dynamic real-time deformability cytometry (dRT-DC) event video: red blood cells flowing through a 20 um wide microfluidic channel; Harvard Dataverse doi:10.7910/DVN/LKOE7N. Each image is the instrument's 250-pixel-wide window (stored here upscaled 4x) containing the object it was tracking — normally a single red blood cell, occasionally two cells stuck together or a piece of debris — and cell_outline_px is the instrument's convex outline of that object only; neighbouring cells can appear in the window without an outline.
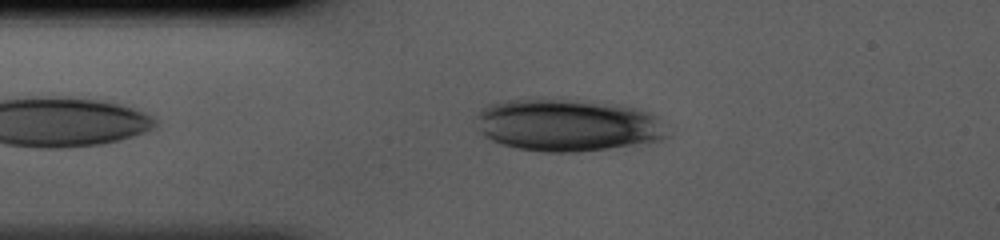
{"species": "human", "species_latin": "Homo sapiens", "temperature_condition": "cold", "stored_images_in_passage": 34, "camera_frame_rate_fps": 3000, "um_per_image_px": 0.085, "donor": {"sex": "male"}, "frame": {"image": 1, "passage_image": 4, "time_ms": 1.0, "image_size_px": [1000, 240], "cell_outline_px": [[668, 136], [660, 140], [608, 148], [576, 152], [540, 152], [516, 148], [500, 144], [484, 136], [480, 132], [476, 116], [488, 104], [504, 100], [540, 96], [616, 104], [636, 108], [648, 112], [656, 116]], "centroid_in_image_um": [48.16, 10.6], "position_along_channel_um": 36.8, "area_um2": 58.72}}
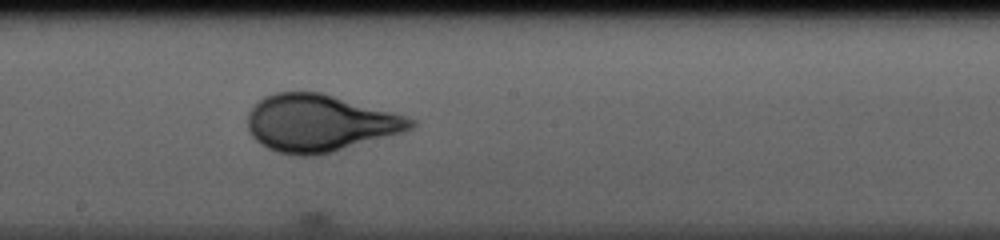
{"frame": {"image": 2, "passage_image": 18, "time_ms": 5.667, "image_size_px": [1000, 240], "cell_outline_px": [[420, 124], [404, 132], [332, 152], [316, 156], [296, 156], [276, 152], [260, 144], [252, 136], [248, 128], [248, 112], [264, 96], [276, 92], [320, 92], [404, 116], [416, 120]], "centroid_in_image_um": [27.16, 10.48], "position_along_channel_um": 221.0, "area_um2": 53.99}}
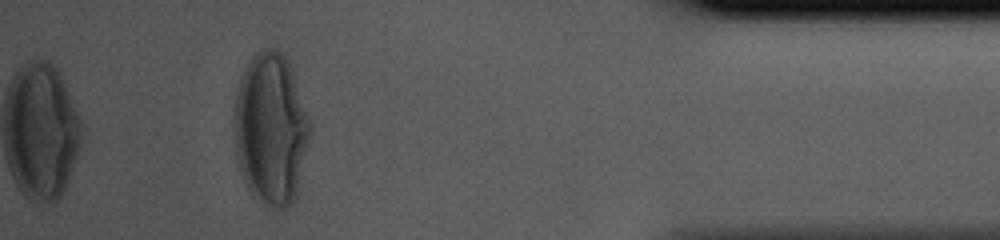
{"frame": {"image": 3, "passage_image": 34, "time_ms": 11.0, "image_size_px": [1000, 240], "cell_outline_px": [[312, 128], [296, 196], [292, 204], [288, 208], [280, 208], [268, 204], [252, 196], [244, 180], [236, 156], [236, 88], [240, 76], [244, 68], [252, 56], [256, 52], [264, 48], [280, 48], [284, 52], [292, 68], [312, 120]], "centroid_in_image_um": [23.07, 10.88], "position_along_channel_um": 412.1, "area_um2": 67.51}}